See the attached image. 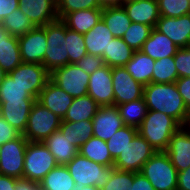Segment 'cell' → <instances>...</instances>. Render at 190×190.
Returning a JSON list of instances; mask_svg holds the SVG:
<instances>
[{"label":"cell","instance_id":"cell-3","mask_svg":"<svg viewBox=\"0 0 190 190\" xmlns=\"http://www.w3.org/2000/svg\"><path fill=\"white\" fill-rule=\"evenodd\" d=\"M75 186H96L99 190L104 187L110 178L113 166L98 164L78 153L69 163L66 164Z\"/></svg>","mask_w":190,"mask_h":190},{"label":"cell","instance_id":"cell-17","mask_svg":"<svg viewBox=\"0 0 190 190\" xmlns=\"http://www.w3.org/2000/svg\"><path fill=\"white\" fill-rule=\"evenodd\" d=\"M165 153L178 172L190 167V131L186 126L172 135Z\"/></svg>","mask_w":190,"mask_h":190},{"label":"cell","instance_id":"cell-52","mask_svg":"<svg viewBox=\"0 0 190 190\" xmlns=\"http://www.w3.org/2000/svg\"><path fill=\"white\" fill-rule=\"evenodd\" d=\"M18 179L0 174V190H15Z\"/></svg>","mask_w":190,"mask_h":190},{"label":"cell","instance_id":"cell-23","mask_svg":"<svg viewBox=\"0 0 190 190\" xmlns=\"http://www.w3.org/2000/svg\"><path fill=\"white\" fill-rule=\"evenodd\" d=\"M83 38L87 53L102 57L114 36L101 19L90 31L83 34Z\"/></svg>","mask_w":190,"mask_h":190},{"label":"cell","instance_id":"cell-53","mask_svg":"<svg viewBox=\"0 0 190 190\" xmlns=\"http://www.w3.org/2000/svg\"><path fill=\"white\" fill-rule=\"evenodd\" d=\"M11 34L0 24V42L6 41Z\"/></svg>","mask_w":190,"mask_h":190},{"label":"cell","instance_id":"cell-44","mask_svg":"<svg viewBox=\"0 0 190 190\" xmlns=\"http://www.w3.org/2000/svg\"><path fill=\"white\" fill-rule=\"evenodd\" d=\"M179 78L190 77V46L179 48L174 56Z\"/></svg>","mask_w":190,"mask_h":190},{"label":"cell","instance_id":"cell-13","mask_svg":"<svg viewBox=\"0 0 190 190\" xmlns=\"http://www.w3.org/2000/svg\"><path fill=\"white\" fill-rule=\"evenodd\" d=\"M22 62L42 64L46 52V35L43 26H36L26 35L18 37Z\"/></svg>","mask_w":190,"mask_h":190},{"label":"cell","instance_id":"cell-43","mask_svg":"<svg viewBox=\"0 0 190 190\" xmlns=\"http://www.w3.org/2000/svg\"><path fill=\"white\" fill-rule=\"evenodd\" d=\"M131 185H133V172L114 169L100 190H131Z\"/></svg>","mask_w":190,"mask_h":190},{"label":"cell","instance_id":"cell-47","mask_svg":"<svg viewBox=\"0 0 190 190\" xmlns=\"http://www.w3.org/2000/svg\"><path fill=\"white\" fill-rule=\"evenodd\" d=\"M179 94L182 96L184 104L190 113V77L178 78L175 81Z\"/></svg>","mask_w":190,"mask_h":190},{"label":"cell","instance_id":"cell-31","mask_svg":"<svg viewBox=\"0 0 190 190\" xmlns=\"http://www.w3.org/2000/svg\"><path fill=\"white\" fill-rule=\"evenodd\" d=\"M59 131L71 141L72 145L79 149L93 136L92 120H81L79 122L61 120Z\"/></svg>","mask_w":190,"mask_h":190},{"label":"cell","instance_id":"cell-26","mask_svg":"<svg viewBox=\"0 0 190 190\" xmlns=\"http://www.w3.org/2000/svg\"><path fill=\"white\" fill-rule=\"evenodd\" d=\"M154 66L155 60L138 50L124 67L135 81L145 86L152 82Z\"/></svg>","mask_w":190,"mask_h":190},{"label":"cell","instance_id":"cell-12","mask_svg":"<svg viewBox=\"0 0 190 190\" xmlns=\"http://www.w3.org/2000/svg\"><path fill=\"white\" fill-rule=\"evenodd\" d=\"M112 83L116 106L143 98L144 86L135 81L124 66L112 67Z\"/></svg>","mask_w":190,"mask_h":190},{"label":"cell","instance_id":"cell-6","mask_svg":"<svg viewBox=\"0 0 190 190\" xmlns=\"http://www.w3.org/2000/svg\"><path fill=\"white\" fill-rule=\"evenodd\" d=\"M46 35L44 67L51 73L68 64V52L65 41V23L57 19L43 26Z\"/></svg>","mask_w":190,"mask_h":190},{"label":"cell","instance_id":"cell-51","mask_svg":"<svg viewBox=\"0 0 190 190\" xmlns=\"http://www.w3.org/2000/svg\"><path fill=\"white\" fill-rule=\"evenodd\" d=\"M15 190H41V187L38 182L20 178L16 183Z\"/></svg>","mask_w":190,"mask_h":190},{"label":"cell","instance_id":"cell-54","mask_svg":"<svg viewBox=\"0 0 190 190\" xmlns=\"http://www.w3.org/2000/svg\"><path fill=\"white\" fill-rule=\"evenodd\" d=\"M102 6L107 5H120L122 0H99Z\"/></svg>","mask_w":190,"mask_h":190},{"label":"cell","instance_id":"cell-41","mask_svg":"<svg viewBox=\"0 0 190 190\" xmlns=\"http://www.w3.org/2000/svg\"><path fill=\"white\" fill-rule=\"evenodd\" d=\"M95 8H103L99 0H57V14L61 20L68 13Z\"/></svg>","mask_w":190,"mask_h":190},{"label":"cell","instance_id":"cell-19","mask_svg":"<svg viewBox=\"0 0 190 190\" xmlns=\"http://www.w3.org/2000/svg\"><path fill=\"white\" fill-rule=\"evenodd\" d=\"M73 99L71 95L49 80L39 93L37 101L62 120Z\"/></svg>","mask_w":190,"mask_h":190},{"label":"cell","instance_id":"cell-30","mask_svg":"<svg viewBox=\"0 0 190 190\" xmlns=\"http://www.w3.org/2000/svg\"><path fill=\"white\" fill-rule=\"evenodd\" d=\"M79 153L98 164L104 166H114L106 141L92 136L79 148Z\"/></svg>","mask_w":190,"mask_h":190},{"label":"cell","instance_id":"cell-49","mask_svg":"<svg viewBox=\"0 0 190 190\" xmlns=\"http://www.w3.org/2000/svg\"><path fill=\"white\" fill-rule=\"evenodd\" d=\"M19 8V0H0V24L11 12Z\"/></svg>","mask_w":190,"mask_h":190},{"label":"cell","instance_id":"cell-16","mask_svg":"<svg viewBox=\"0 0 190 190\" xmlns=\"http://www.w3.org/2000/svg\"><path fill=\"white\" fill-rule=\"evenodd\" d=\"M93 136L104 141L124 126L116 105L99 107L92 119Z\"/></svg>","mask_w":190,"mask_h":190},{"label":"cell","instance_id":"cell-21","mask_svg":"<svg viewBox=\"0 0 190 190\" xmlns=\"http://www.w3.org/2000/svg\"><path fill=\"white\" fill-rule=\"evenodd\" d=\"M178 49L179 47L171 39L153 28L140 51L156 61L166 57H174Z\"/></svg>","mask_w":190,"mask_h":190},{"label":"cell","instance_id":"cell-22","mask_svg":"<svg viewBox=\"0 0 190 190\" xmlns=\"http://www.w3.org/2000/svg\"><path fill=\"white\" fill-rule=\"evenodd\" d=\"M35 101H8L1 104V117L21 134L24 133Z\"/></svg>","mask_w":190,"mask_h":190},{"label":"cell","instance_id":"cell-11","mask_svg":"<svg viewBox=\"0 0 190 190\" xmlns=\"http://www.w3.org/2000/svg\"><path fill=\"white\" fill-rule=\"evenodd\" d=\"M28 140L21 134L12 141L4 143L0 148V174L23 178L25 150Z\"/></svg>","mask_w":190,"mask_h":190},{"label":"cell","instance_id":"cell-10","mask_svg":"<svg viewBox=\"0 0 190 190\" xmlns=\"http://www.w3.org/2000/svg\"><path fill=\"white\" fill-rule=\"evenodd\" d=\"M90 75L73 63L55 69L50 73V80L73 98L88 93Z\"/></svg>","mask_w":190,"mask_h":190},{"label":"cell","instance_id":"cell-42","mask_svg":"<svg viewBox=\"0 0 190 190\" xmlns=\"http://www.w3.org/2000/svg\"><path fill=\"white\" fill-rule=\"evenodd\" d=\"M160 16L180 17L190 14V0H157Z\"/></svg>","mask_w":190,"mask_h":190},{"label":"cell","instance_id":"cell-27","mask_svg":"<svg viewBox=\"0 0 190 190\" xmlns=\"http://www.w3.org/2000/svg\"><path fill=\"white\" fill-rule=\"evenodd\" d=\"M102 20L116 38H122L132 23L121 4L103 6Z\"/></svg>","mask_w":190,"mask_h":190},{"label":"cell","instance_id":"cell-38","mask_svg":"<svg viewBox=\"0 0 190 190\" xmlns=\"http://www.w3.org/2000/svg\"><path fill=\"white\" fill-rule=\"evenodd\" d=\"M65 41L68 52V64H75L82 59L87 53L84 43L83 34L72 31L65 24Z\"/></svg>","mask_w":190,"mask_h":190},{"label":"cell","instance_id":"cell-48","mask_svg":"<svg viewBox=\"0 0 190 190\" xmlns=\"http://www.w3.org/2000/svg\"><path fill=\"white\" fill-rule=\"evenodd\" d=\"M131 190H155L151 182L141 173L133 172V185Z\"/></svg>","mask_w":190,"mask_h":190},{"label":"cell","instance_id":"cell-7","mask_svg":"<svg viewBox=\"0 0 190 190\" xmlns=\"http://www.w3.org/2000/svg\"><path fill=\"white\" fill-rule=\"evenodd\" d=\"M61 119L37 100L33 104L27 127L22 134L29 142H43L53 132L59 130Z\"/></svg>","mask_w":190,"mask_h":190},{"label":"cell","instance_id":"cell-29","mask_svg":"<svg viewBox=\"0 0 190 190\" xmlns=\"http://www.w3.org/2000/svg\"><path fill=\"white\" fill-rule=\"evenodd\" d=\"M135 50H133L122 38L114 37L108 50L104 51L102 56L104 63L109 67L125 66L131 59Z\"/></svg>","mask_w":190,"mask_h":190},{"label":"cell","instance_id":"cell-5","mask_svg":"<svg viewBox=\"0 0 190 190\" xmlns=\"http://www.w3.org/2000/svg\"><path fill=\"white\" fill-rule=\"evenodd\" d=\"M58 163L43 142H29L25 150L23 178L40 183Z\"/></svg>","mask_w":190,"mask_h":190},{"label":"cell","instance_id":"cell-24","mask_svg":"<svg viewBox=\"0 0 190 190\" xmlns=\"http://www.w3.org/2000/svg\"><path fill=\"white\" fill-rule=\"evenodd\" d=\"M43 143L55 157L58 165H66L79 153V149L59 130L53 132Z\"/></svg>","mask_w":190,"mask_h":190},{"label":"cell","instance_id":"cell-56","mask_svg":"<svg viewBox=\"0 0 190 190\" xmlns=\"http://www.w3.org/2000/svg\"><path fill=\"white\" fill-rule=\"evenodd\" d=\"M6 75L7 74L0 68V85L2 84Z\"/></svg>","mask_w":190,"mask_h":190},{"label":"cell","instance_id":"cell-25","mask_svg":"<svg viewBox=\"0 0 190 190\" xmlns=\"http://www.w3.org/2000/svg\"><path fill=\"white\" fill-rule=\"evenodd\" d=\"M102 19V8L83 9L68 13L62 21L67 28L85 34Z\"/></svg>","mask_w":190,"mask_h":190},{"label":"cell","instance_id":"cell-4","mask_svg":"<svg viewBox=\"0 0 190 190\" xmlns=\"http://www.w3.org/2000/svg\"><path fill=\"white\" fill-rule=\"evenodd\" d=\"M140 172L155 190H177L178 171L165 152H155Z\"/></svg>","mask_w":190,"mask_h":190},{"label":"cell","instance_id":"cell-18","mask_svg":"<svg viewBox=\"0 0 190 190\" xmlns=\"http://www.w3.org/2000/svg\"><path fill=\"white\" fill-rule=\"evenodd\" d=\"M19 9L35 26H44L59 19L57 0H19Z\"/></svg>","mask_w":190,"mask_h":190},{"label":"cell","instance_id":"cell-39","mask_svg":"<svg viewBox=\"0 0 190 190\" xmlns=\"http://www.w3.org/2000/svg\"><path fill=\"white\" fill-rule=\"evenodd\" d=\"M8 101H36V99L7 74L0 85V104Z\"/></svg>","mask_w":190,"mask_h":190},{"label":"cell","instance_id":"cell-57","mask_svg":"<svg viewBox=\"0 0 190 190\" xmlns=\"http://www.w3.org/2000/svg\"><path fill=\"white\" fill-rule=\"evenodd\" d=\"M188 129H189V131H190V120L186 123V125H185Z\"/></svg>","mask_w":190,"mask_h":190},{"label":"cell","instance_id":"cell-1","mask_svg":"<svg viewBox=\"0 0 190 190\" xmlns=\"http://www.w3.org/2000/svg\"><path fill=\"white\" fill-rule=\"evenodd\" d=\"M143 98L148 110H155L174 118L181 126L190 120L182 96L173 83H149L143 88Z\"/></svg>","mask_w":190,"mask_h":190},{"label":"cell","instance_id":"cell-9","mask_svg":"<svg viewBox=\"0 0 190 190\" xmlns=\"http://www.w3.org/2000/svg\"><path fill=\"white\" fill-rule=\"evenodd\" d=\"M8 75L36 100L50 80V72L42 64L34 63L22 62Z\"/></svg>","mask_w":190,"mask_h":190},{"label":"cell","instance_id":"cell-35","mask_svg":"<svg viewBox=\"0 0 190 190\" xmlns=\"http://www.w3.org/2000/svg\"><path fill=\"white\" fill-rule=\"evenodd\" d=\"M1 25L15 37L26 35L36 27L19 8L7 15Z\"/></svg>","mask_w":190,"mask_h":190},{"label":"cell","instance_id":"cell-58","mask_svg":"<svg viewBox=\"0 0 190 190\" xmlns=\"http://www.w3.org/2000/svg\"><path fill=\"white\" fill-rule=\"evenodd\" d=\"M131 1H141V0H122V3L123 2H131Z\"/></svg>","mask_w":190,"mask_h":190},{"label":"cell","instance_id":"cell-33","mask_svg":"<svg viewBox=\"0 0 190 190\" xmlns=\"http://www.w3.org/2000/svg\"><path fill=\"white\" fill-rule=\"evenodd\" d=\"M123 124L139 128L147 114V105L144 98H140L128 103L117 105Z\"/></svg>","mask_w":190,"mask_h":190},{"label":"cell","instance_id":"cell-36","mask_svg":"<svg viewBox=\"0 0 190 190\" xmlns=\"http://www.w3.org/2000/svg\"><path fill=\"white\" fill-rule=\"evenodd\" d=\"M137 134V128L124 125L106 141L108 150L114 160Z\"/></svg>","mask_w":190,"mask_h":190},{"label":"cell","instance_id":"cell-46","mask_svg":"<svg viewBox=\"0 0 190 190\" xmlns=\"http://www.w3.org/2000/svg\"><path fill=\"white\" fill-rule=\"evenodd\" d=\"M21 133L0 117V143L3 145L19 137Z\"/></svg>","mask_w":190,"mask_h":190},{"label":"cell","instance_id":"cell-37","mask_svg":"<svg viewBox=\"0 0 190 190\" xmlns=\"http://www.w3.org/2000/svg\"><path fill=\"white\" fill-rule=\"evenodd\" d=\"M178 78L174 57H166L155 61L154 71L152 74L153 83H173Z\"/></svg>","mask_w":190,"mask_h":190},{"label":"cell","instance_id":"cell-55","mask_svg":"<svg viewBox=\"0 0 190 190\" xmlns=\"http://www.w3.org/2000/svg\"><path fill=\"white\" fill-rule=\"evenodd\" d=\"M75 190H99L96 186H80V187H76Z\"/></svg>","mask_w":190,"mask_h":190},{"label":"cell","instance_id":"cell-20","mask_svg":"<svg viewBox=\"0 0 190 190\" xmlns=\"http://www.w3.org/2000/svg\"><path fill=\"white\" fill-rule=\"evenodd\" d=\"M132 22L155 28L160 17L157 0H141L121 3Z\"/></svg>","mask_w":190,"mask_h":190},{"label":"cell","instance_id":"cell-28","mask_svg":"<svg viewBox=\"0 0 190 190\" xmlns=\"http://www.w3.org/2000/svg\"><path fill=\"white\" fill-rule=\"evenodd\" d=\"M99 105L88 94L74 98L62 121L79 122L81 120H92Z\"/></svg>","mask_w":190,"mask_h":190},{"label":"cell","instance_id":"cell-15","mask_svg":"<svg viewBox=\"0 0 190 190\" xmlns=\"http://www.w3.org/2000/svg\"><path fill=\"white\" fill-rule=\"evenodd\" d=\"M155 29L165 34L179 48L190 46V14L180 17L160 16Z\"/></svg>","mask_w":190,"mask_h":190},{"label":"cell","instance_id":"cell-50","mask_svg":"<svg viewBox=\"0 0 190 190\" xmlns=\"http://www.w3.org/2000/svg\"><path fill=\"white\" fill-rule=\"evenodd\" d=\"M177 190H190V167L178 172Z\"/></svg>","mask_w":190,"mask_h":190},{"label":"cell","instance_id":"cell-14","mask_svg":"<svg viewBox=\"0 0 190 190\" xmlns=\"http://www.w3.org/2000/svg\"><path fill=\"white\" fill-rule=\"evenodd\" d=\"M100 107L114 105L112 68L106 64L90 74L88 93Z\"/></svg>","mask_w":190,"mask_h":190},{"label":"cell","instance_id":"cell-45","mask_svg":"<svg viewBox=\"0 0 190 190\" xmlns=\"http://www.w3.org/2000/svg\"><path fill=\"white\" fill-rule=\"evenodd\" d=\"M87 74L94 73L98 68L105 65L104 60L100 56L86 54L82 59L75 63Z\"/></svg>","mask_w":190,"mask_h":190},{"label":"cell","instance_id":"cell-34","mask_svg":"<svg viewBox=\"0 0 190 190\" xmlns=\"http://www.w3.org/2000/svg\"><path fill=\"white\" fill-rule=\"evenodd\" d=\"M21 63L18 37L11 35L6 41L0 42V68L8 74Z\"/></svg>","mask_w":190,"mask_h":190},{"label":"cell","instance_id":"cell-2","mask_svg":"<svg viewBox=\"0 0 190 190\" xmlns=\"http://www.w3.org/2000/svg\"><path fill=\"white\" fill-rule=\"evenodd\" d=\"M181 125L172 117L155 110H148L138 133L156 152H165L172 135Z\"/></svg>","mask_w":190,"mask_h":190},{"label":"cell","instance_id":"cell-40","mask_svg":"<svg viewBox=\"0 0 190 190\" xmlns=\"http://www.w3.org/2000/svg\"><path fill=\"white\" fill-rule=\"evenodd\" d=\"M152 26L132 22L122 39L135 51L141 50L144 42L149 38Z\"/></svg>","mask_w":190,"mask_h":190},{"label":"cell","instance_id":"cell-32","mask_svg":"<svg viewBox=\"0 0 190 190\" xmlns=\"http://www.w3.org/2000/svg\"><path fill=\"white\" fill-rule=\"evenodd\" d=\"M41 190H75V182L66 165H58L40 182Z\"/></svg>","mask_w":190,"mask_h":190},{"label":"cell","instance_id":"cell-8","mask_svg":"<svg viewBox=\"0 0 190 190\" xmlns=\"http://www.w3.org/2000/svg\"><path fill=\"white\" fill-rule=\"evenodd\" d=\"M151 145L138 133L114 160V168L140 172L143 165L155 154Z\"/></svg>","mask_w":190,"mask_h":190}]
</instances>
